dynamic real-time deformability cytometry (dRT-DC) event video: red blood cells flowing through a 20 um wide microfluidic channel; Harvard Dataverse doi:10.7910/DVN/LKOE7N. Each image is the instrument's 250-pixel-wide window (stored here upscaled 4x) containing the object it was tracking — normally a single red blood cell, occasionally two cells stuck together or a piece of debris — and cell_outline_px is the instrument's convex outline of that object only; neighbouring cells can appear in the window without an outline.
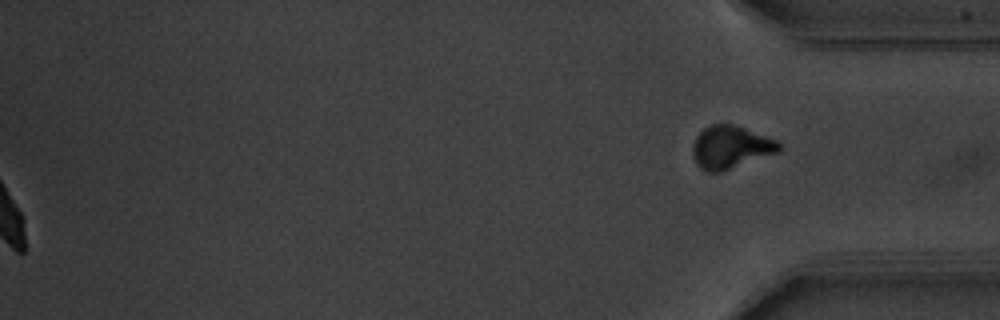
{"species": "common noctule bat (a hibernating species)", "species_latin": "Nyctalus noctula", "temperature_condition": "warm", "stored_images_in_passage": 57, "segment_of_instrument_passage": [2, 2], "camera_frame_rate_fps": 3000, "um_per_image_px": 0.085, "animal": {"sex": "male", "body_mass_g": 20.1, "forearm_length_mm": 53.5}, "frame": {"image": 1, "passage_image": 57, "time_ms": 18.667, "image_size_px": [1000, 320], "cell_outline_px": [[780, 152], [720, 172], [708, 172], [700, 168], [696, 164], [692, 152], [692, 148], [696, 136], [704, 128], [712, 124], [732, 124], [780, 140]], "centroid_in_image_um": [62.12, 12.51], "position_along_channel_um": 373.1, "area_um2": 21.62}}